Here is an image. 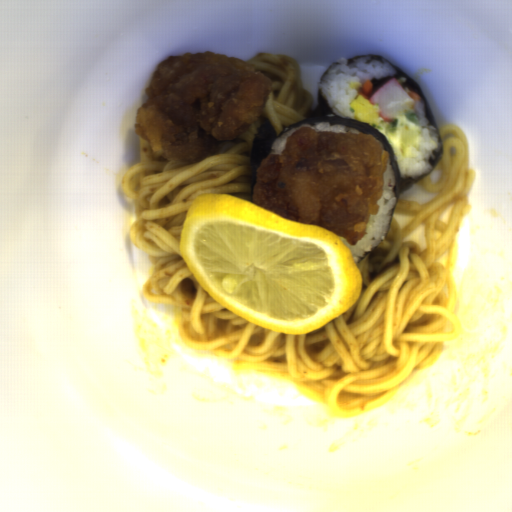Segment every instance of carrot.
I'll use <instances>...</instances> for the list:
<instances>
[{"label": "carrot", "instance_id": "b8716197", "mask_svg": "<svg viewBox=\"0 0 512 512\" xmlns=\"http://www.w3.org/2000/svg\"><path fill=\"white\" fill-rule=\"evenodd\" d=\"M375 92H376V90H375L374 83H373L372 79L368 78L361 85V87L358 91V96L362 95L363 97H365L368 100Z\"/></svg>", "mask_w": 512, "mask_h": 512}, {"label": "carrot", "instance_id": "cead05ca", "mask_svg": "<svg viewBox=\"0 0 512 512\" xmlns=\"http://www.w3.org/2000/svg\"><path fill=\"white\" fill-rule=\"evenodd\" d=\"M410 97L413 99V104H418L422 101L421 93H415V92H407Z\"/></svg>", "mask_w": 512, "mask_h": 512}]
</instances>
